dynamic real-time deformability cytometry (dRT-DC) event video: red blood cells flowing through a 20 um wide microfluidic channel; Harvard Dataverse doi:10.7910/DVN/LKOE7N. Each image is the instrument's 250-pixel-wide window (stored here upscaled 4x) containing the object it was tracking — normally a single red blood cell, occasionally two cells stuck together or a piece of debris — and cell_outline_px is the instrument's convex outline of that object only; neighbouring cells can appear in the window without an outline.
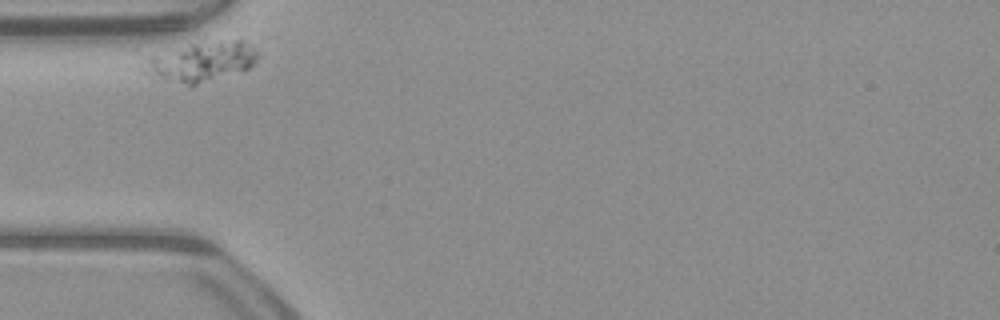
{"species": "common noctule bat (a hibernating species)", "species_latin": "Nyctalus noctula", "temperature_condition": "warm", "stored_images_in_passage": 28, "camera_frame_rate_fps": 3000, "um_per_image_px": 0.085, "animal": {"sex": "male", "body_mass_g": 23.1, "forearm_length_mm": 52.7}, "frame": {"image": 1, "passage_image": 1, "time_ms": 0.0, "image_size_px": [1000, 320], "cell_outline_px": [[260, 56], [248, 68], [192, 88], [188, 88], [152, 80], [140, 72], [144, 52], [192, 44], [220, 40], [244, 40], [256, 48]], "centroid_in_image_um": [16.86, 5.29], "position_along_channel_um": 68.1, "area_um2": 28.73}}
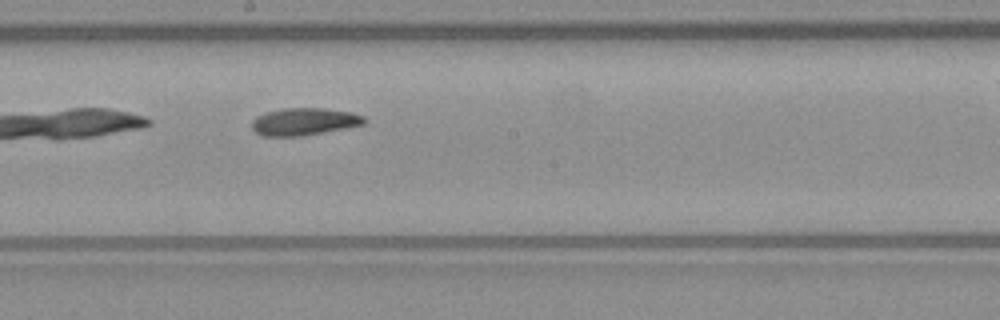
{"frame": {"image": 2, "passage_image": 10, "time_ms": 3.0, "image_size_px": [1000, 320], "cell_outline_px": [[368, 120], [364, 124], [344, 128], [300, 136], [264, 136], [256, 132], [252, 128], [252, 120], [256, 116], [280, 108], [324, 108], [352, 112], [364, 116]], "centroid_in_image_um": [25.86, 10.32], "position_along_channel_um": 222.3, "area_um2": 17.86}}
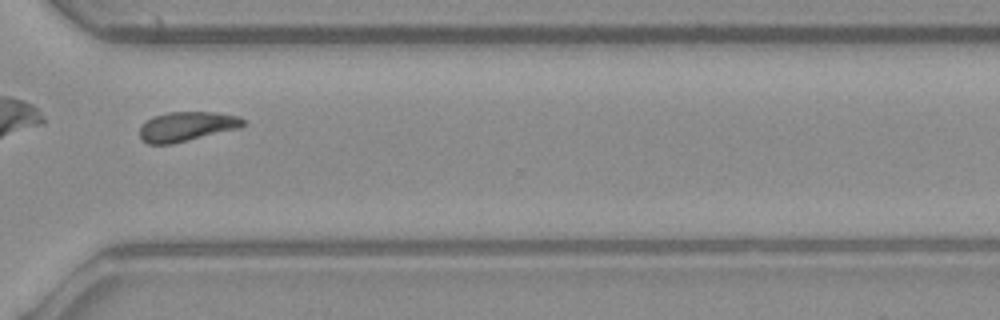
{"frame": {"image": 3, "passage_image": 20, "time_ms": 6.333, "image_size_px": [1000, 320], "cell_outline_px": [[248, 120], [240, 128], [172, 144], [148, 144], [140, 140], [140, 128], [152, 116], [168, 112], [212, 112], [236, 116]], "centroid_in_image_um": [15.87, 10.75], "position_along_channel_um": 354.7, "area_um2": 17.8}, "authors_computed_cell_mechanics": {"area_um2": 17.7735, "velocity_mm_per_s": 3.9713, "shape_relaxation_time_tau1_ms": 7.3074, "shape_relaxation_time_tau2_ms": 5.5888, "deformation_change_tau1": 0.1889, "deformation_change_tau2": 0.1047}}